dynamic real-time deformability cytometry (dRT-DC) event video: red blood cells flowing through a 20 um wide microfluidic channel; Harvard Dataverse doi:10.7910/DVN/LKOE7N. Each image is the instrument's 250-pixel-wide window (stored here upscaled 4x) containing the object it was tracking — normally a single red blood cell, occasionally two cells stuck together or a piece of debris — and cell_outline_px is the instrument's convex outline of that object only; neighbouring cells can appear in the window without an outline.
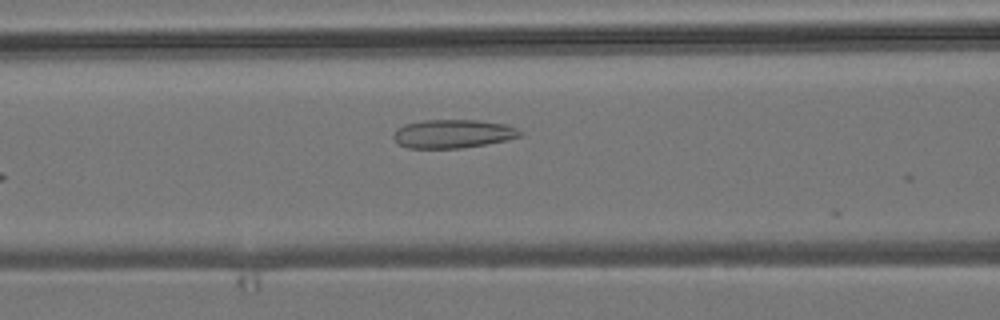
{"species": "common noctule bat (a hibernating species)", "species_latin": "Nyctalus noctula", "temperature_condition": "room temperature", "stored_images_in_passage": 5, "camera_frame_rate_fps": 3000, "um_per_image_px": 0.085, "animal": {"sex": "male", "body_mass_g": 19.2, "forearm_length_mm": 51.8}, "frame": {"image": 1, "passage_image": 5, "time_ms": 5.0, "image_size_px": [1000, 320], "cell_outline_px": [[520, 136], [508, 140], [460, 148], [408, 148], [400, 144], [392, 136], [396, 128], [404, 124], [424, 120], [476, 120], [504, 124], [516, 128], [520, 132]], "centroid_in_image_um": [38.46, 11.37], "position_along_channel_um": 128.1, "area_um2": 20.87}}